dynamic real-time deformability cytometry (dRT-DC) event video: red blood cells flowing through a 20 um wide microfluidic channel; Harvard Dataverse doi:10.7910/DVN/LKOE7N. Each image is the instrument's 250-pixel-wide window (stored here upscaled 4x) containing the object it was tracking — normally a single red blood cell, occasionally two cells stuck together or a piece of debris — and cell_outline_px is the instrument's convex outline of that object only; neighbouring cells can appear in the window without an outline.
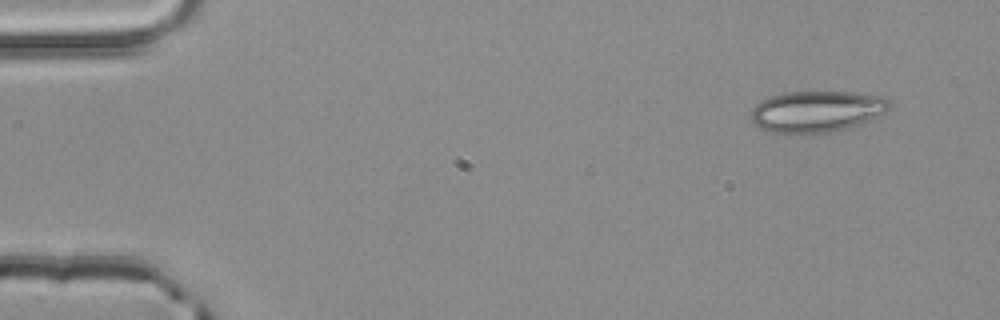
{"species": "common noctule bat (a hibernating species)", "species_latin": "Nyctalus noctula", "temperature_condition": "room temperature", "stored_images_in_passage": 3, "camera_frame_rate_fps": 3000, "um_per_image_px": 0.085, "animal": {"sex": "male", "body_mass_g": 20.4}, "frame": {"image": 1, "passage_image": 1, "time_ms": 0.0, "image_size_px": [1000, 320], "cell_outline_px": [[892, 104], [884, 112], [860, 124], [828, 132], [792, 136], [772, 132], [760, 128], [752, 120], [752, 108], [756, 104], [772, 96], [784, 92], [848, 92], [884, 96]], "centroid_in_image_um": [69.39, 9.49], "position_along_channel_um": 15.6, "area_um2": 33.41}}